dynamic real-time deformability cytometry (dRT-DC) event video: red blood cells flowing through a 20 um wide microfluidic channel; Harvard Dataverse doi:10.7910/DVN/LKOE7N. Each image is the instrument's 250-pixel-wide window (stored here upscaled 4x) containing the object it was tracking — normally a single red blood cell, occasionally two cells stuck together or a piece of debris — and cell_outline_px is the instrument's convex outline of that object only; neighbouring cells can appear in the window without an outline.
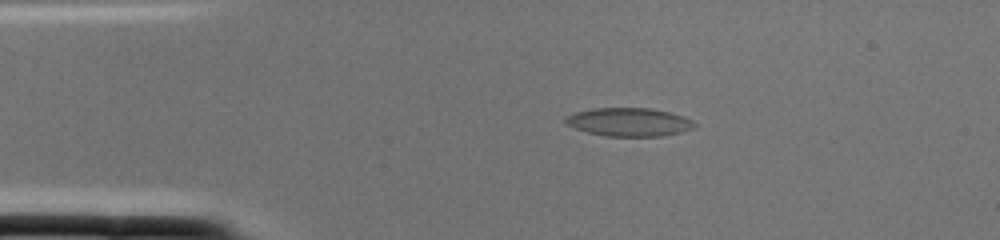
{"species": "common noctule bat (a hibernating species)", "species_latin": "Nyctalus noctula", "temperature_condition": "cold", "stored_images_in_passage": 1, "camera_frame_rate_fps": 3000, "um_per_image_px": 0.085, "animal": {"sex": "female", "body_mass_g": 22.0, "forearm_length_mm": 56.7}, "frame": {"image": 1, "passage_image": 1, "time_ms": 0.0, "image_size_px": [1000, 240], "cell_outline_px": [[696, 128], [680, 132], [660, 136], [604, 136], [588, 132], [564, 124], [564, 120], [568, 116], [576, 112], [596, 108], [652, 108], [684, 116], [692, 120], [696, 124]], "centroid_in_image_um": [53.49, 10.37], "position_along_channel_um": 31.5, "area_um2": 21.27}}